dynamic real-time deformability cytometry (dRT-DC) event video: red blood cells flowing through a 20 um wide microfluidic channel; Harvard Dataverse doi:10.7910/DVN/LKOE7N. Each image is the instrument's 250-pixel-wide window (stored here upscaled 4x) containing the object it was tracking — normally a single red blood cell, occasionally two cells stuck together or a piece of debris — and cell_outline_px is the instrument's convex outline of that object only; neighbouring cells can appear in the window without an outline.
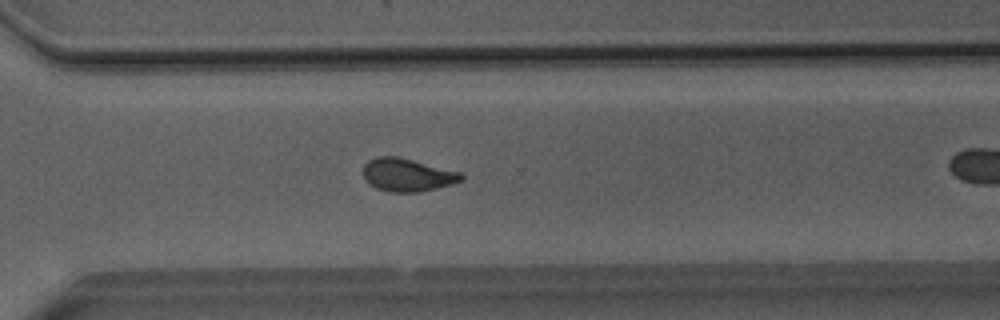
{"species": "Egyptian fruit bat (a non-hibernating species)", "species_latin": "Rousettus aegyptiacus", "temperature_condition": "room temperature", "stored_images_in_passage": 27, "camera_frame_rate_fps": 3000, "um_per_image_px": 0.085, "animal": {"sex": "male"}, "frame": {"image": 1, "passage_image": 23, "time_ms": 7.333, "image_size_px": [1000, 320], "cell_outline_px": [[464, 180], [452, 184], [436, 188], [416, 192], [392, 192], [376, 188], [368, 184], [364, 180], [364, 164], [368, 160], [376, 156], [396, 156], [464, 172]], "centroid_in_image_um": [34.65, 14.86], "position_along_channel_um": 336.0, "area_um2": 19.07}}